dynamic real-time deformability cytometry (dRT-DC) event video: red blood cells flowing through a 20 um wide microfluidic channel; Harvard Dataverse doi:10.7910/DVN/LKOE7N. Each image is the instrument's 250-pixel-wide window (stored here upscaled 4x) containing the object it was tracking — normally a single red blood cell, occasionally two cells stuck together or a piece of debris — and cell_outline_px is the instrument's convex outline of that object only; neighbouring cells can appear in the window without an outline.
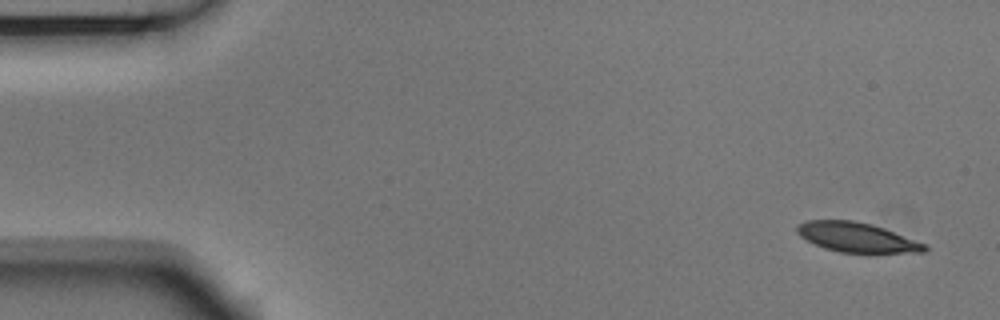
{"species": "Egyptian fruit bat (a non-hibernating species)", "species_latin": "Rousettus aegyptiacus", "temperature_condition": "room temperature", "stored_images_in_passage": 7, "camera_frame_rate_fps": 3000, "um_per_image_px": 0.085, "animal": {"sex": "male"}, "frame": {"image": 1, "passage_image": 1, "time_ms": 0.0, "image_size_px": [1000, 320], "cell_outline_px": [[928, 248], [924, 252], [840, 252], [824, 248], [800, 236], [796, 232], [796, 224], [808, 220], [852, 220], [872, 224], [884, 228], [924, 244]], "centroid_in_image_um": [72.76, 20.15], "position_along_channel_um": 12.2, "area_um2": 21.62}}
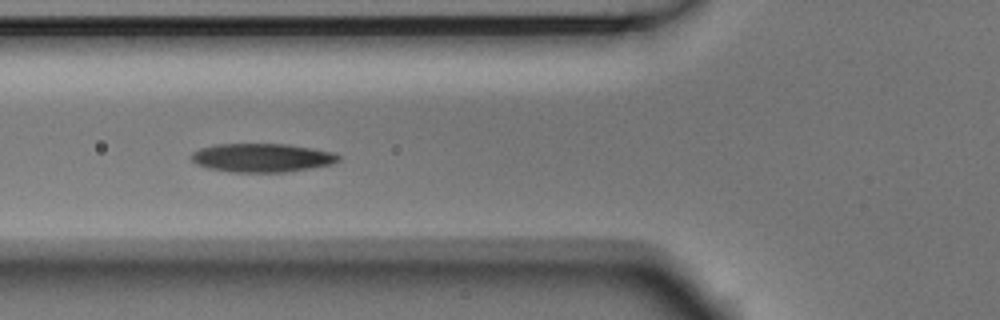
{"frame": {"image": 2, "passage_image": 6, "time_ms": 1.667, "image_size_px": [1000, 320], "cell_outline_px": [[340, 160], [332, 164], [288, 172], [228, 172], [208, 168], [196, 164], [192, 160], [192, 152], [200, 148], [216, 144], [288, 144], [336, 152], [340, 156]], "centroid_in_image_um": [22.29, 13.41], "position_along_channel_um": 103.5, "area_um2": 24.74}}
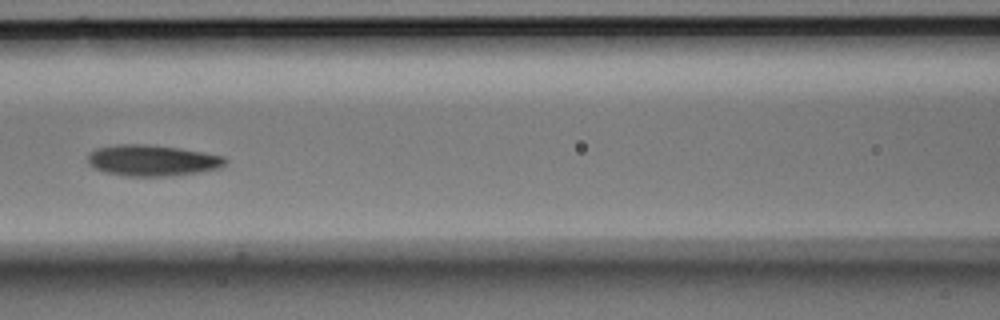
{"frame": {"image": 3, "passage_image": 7, "time_ms": 2.0, "image_size_px": [1000, 320], "cell_outline_px": [[228, 160], [220, 168], [196, 172], [168, 176], [124, 176], [104, 172], [92, 168], [88, 164], [88, 152], [96, 148], [116, 144], [148, 144], [180, 148], [204, 152], [224, 156]], "centroid_in_image_um": [12.89, 13.63], "position_along_channel_um": 153.7, "area_um2": 25.14}}